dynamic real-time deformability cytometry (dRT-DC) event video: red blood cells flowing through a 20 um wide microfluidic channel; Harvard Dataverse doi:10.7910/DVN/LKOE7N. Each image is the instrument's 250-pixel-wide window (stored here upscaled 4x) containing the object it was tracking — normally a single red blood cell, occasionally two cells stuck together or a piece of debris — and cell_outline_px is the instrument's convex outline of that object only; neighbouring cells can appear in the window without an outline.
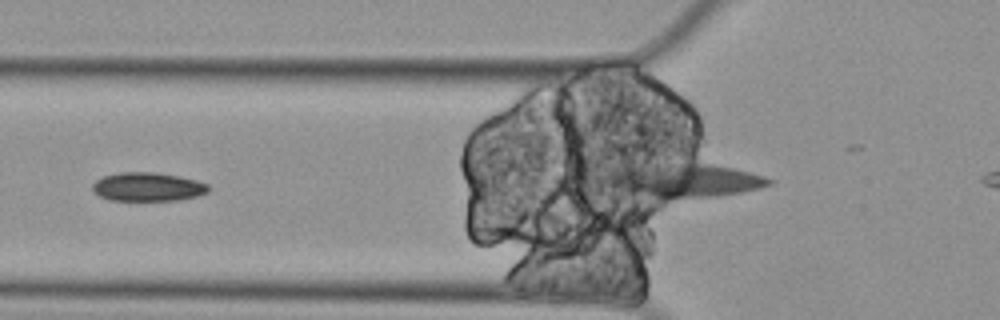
{"species": "Egyptian fruit bat (a non-hibernating species)", "species_latin": "Rousettus aegyptiacus", "temperature_condition": "cold", "stored_images_in_passage": 9, "segment_of_instrument_passage": [1, 2], "camera_frame_rate_fps": 3000, "um_per_image_px": 0.085, "animal": {"sex": "female"}, "frame": {"image": 1, "passage_image": 6, "time_ms": 1.667, "image_size_px": [1000, 320], "cell_outline_px": [[208, 192], [196, 196], [180, 200], [108, 200], [100, 196], [92, 188], [92, 184], [96, 180], [104, 176], [120, 172], [156, 172], [180, 176], [196, 180], [208, 184]], "centroid_in_image_um": [12.56, 15.87], "position_along_channel_um": 113.2, "area_um2": 19.36}}
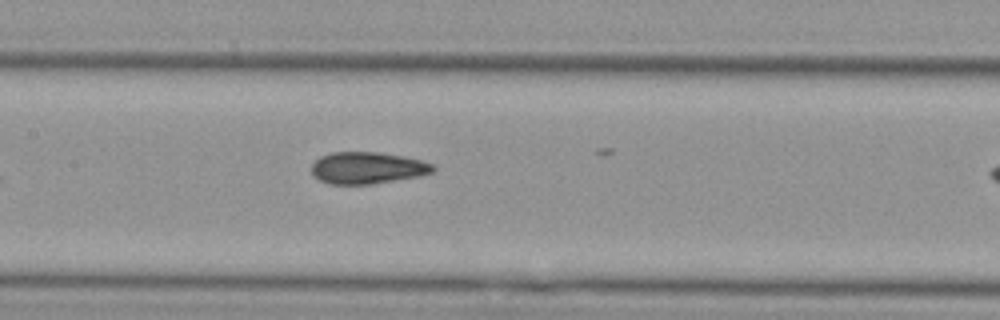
{"frame": {"image": 2, "passage_image": 8, "time_ms": 2.333, "image_size_px": [1000, 320], "cell_outline_px": [[436, 168], [432, 172], [420, 176], [368, 184], [332, 184], [320, 180], [312, 176], [312, 164], [320, 156], [332, 152], [380, 152], [404, 156], [420, 160], [432, 164]], "centroid_in_image_um": [31.21, 14.26], "position_along_channel_um": 176.2, "area_um2": 22.43}}